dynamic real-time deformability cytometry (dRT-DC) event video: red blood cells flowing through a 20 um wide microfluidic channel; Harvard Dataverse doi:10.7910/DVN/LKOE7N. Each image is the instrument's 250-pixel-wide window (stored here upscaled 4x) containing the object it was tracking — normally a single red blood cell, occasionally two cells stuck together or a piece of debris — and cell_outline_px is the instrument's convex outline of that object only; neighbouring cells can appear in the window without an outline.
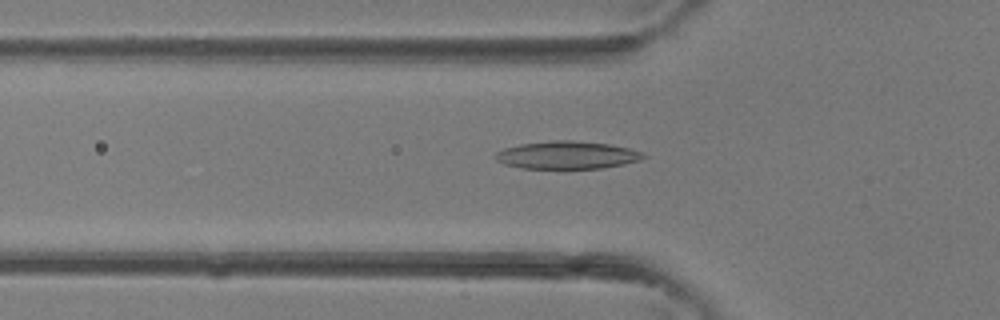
{"species": "common noctule bat (a hibernating species)", "species_latin": "Nyctalus noctula", "temperature_condition": "room temperature", "stored_images_in_passage": 28, "camera_frame_rate_fps": 3000, "um_per_image_px": 0.085, "animal": {"sex": "female"}, "frame": {"image": 1, "passage_image": 3, "time_ms": 0.667, "image_size_px": [1000, 320], "cell_outline_px": [[648, 156], [640, 160], [624, 164], [604, 168], [520, 168], [504, 164], [496, 160], [492, 156], [496, 152], [504, 148], [520, 144], [552, 140], [572, 140], [608, 144], [628, 148], [640, 152]], "centroid_in_image_um": [48.16, 13.18], "position_along_channel_um": 77.6, "area_um2": 23.93}}
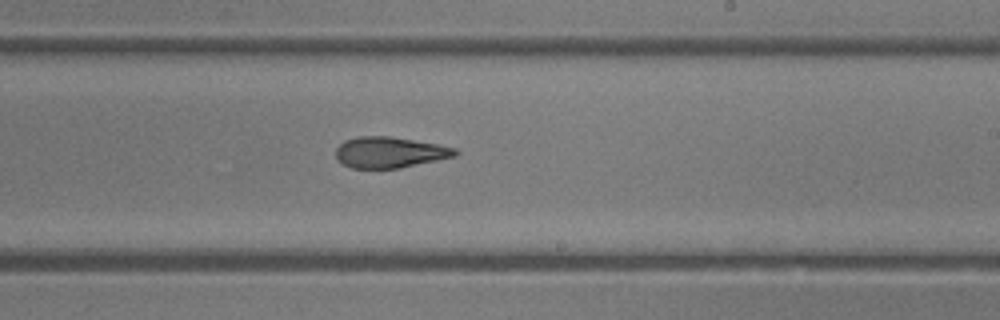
{"frame": {"image": 2, "passage_image": 13, "time_ms": 4.0, "image_size_px": [1000, 320], "cell_outline_px": [[460, 152], [456, 156], [400, 168], [352, 168], [336, 160], [336, 148], [344, 140], [356, 136], [388, 136], [440, 144], [456, 148]], "centroid_in_image_um": [33.13, 12.94], "position_along_channel_um": 255.9, "area_um2": 21.68}}
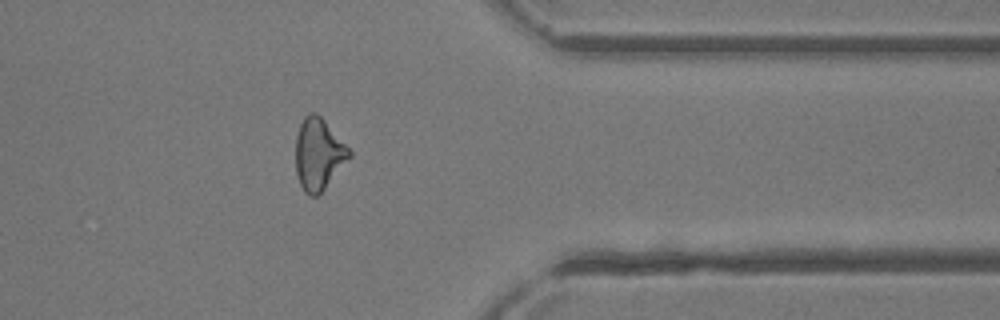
{"frame": {"image": 3, "passage_image": 21, "time_ms": 6.667, "image_size_px": [1000, 320], "cell_outline_px": [[352, 156], [324, 188], [316, 196], [308, 196], [304, 192], [300, 184], [296, 172], [296, 136], [300, 124], [304, 116], [308, 112], [316, 112], [324, 120], [352, 152]], "centroid_in_image_um": [27.06, 13.09], "position_along_channel_um": 384.3, "area_um2": 22.2}}